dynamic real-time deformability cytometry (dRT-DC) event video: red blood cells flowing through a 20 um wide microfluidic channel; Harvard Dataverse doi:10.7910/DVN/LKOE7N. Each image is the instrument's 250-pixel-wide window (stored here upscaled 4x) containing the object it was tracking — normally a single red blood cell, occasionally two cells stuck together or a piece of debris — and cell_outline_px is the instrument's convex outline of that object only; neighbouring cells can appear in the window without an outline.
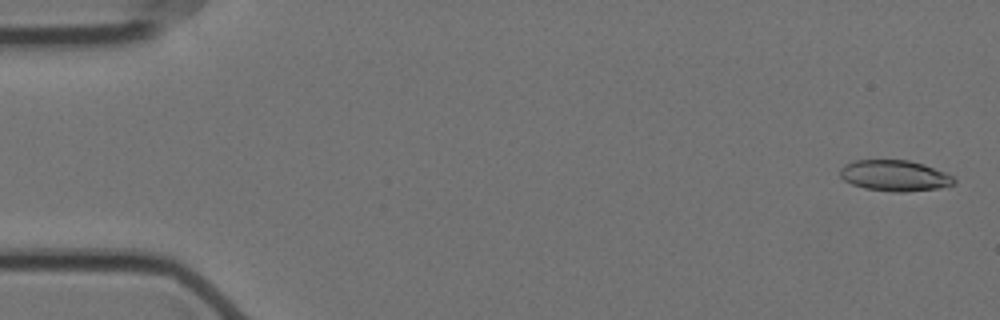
{"species": "Egyptian fruit bat (a non-hibernating species)", "species_latin": "Rousettus aegyptiacus", "temperature_condition": "cold", "stored_images_in_passage": 57, "camera_frame_rate_fps": 3000, "um_per_image_px": 0.085, "animal": {"sex": "female"}, "frame": {"image": 1, "passage_image": 2, "time_ms": 0.333, "image_size_px": [1000, 320], "cell_outline_px": [[956, 180], [952, 184], [936, 188], [904, 192], [892, 192], [864, 188], [852, 184], [844, 180], [840, 176], [840, 168], [844, 164], [856, 160], [908, 160], [924, 164], [944, 172], [952, 176]], "centroid_in_image_um": [76.0, 14.92], "position_along_channel_um": 9.0, "area_um2": 20.4}}
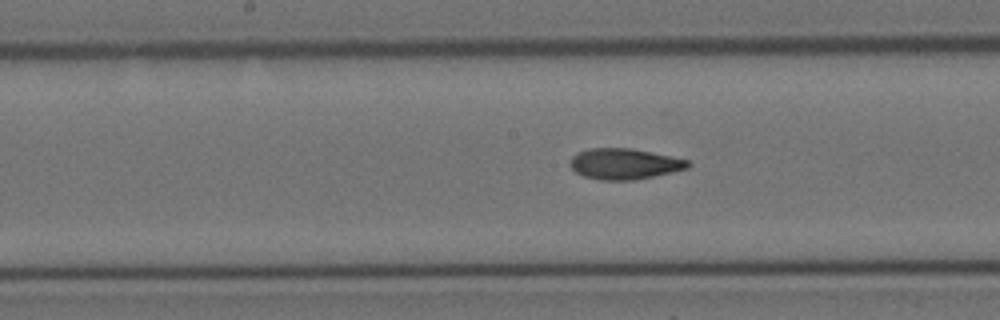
{"frame": {"image": 2, "passage_image": 29, "time_ms": 9.333, "image_size_px": [1000, 320], "cell_outline_px": [[692, 164], [688, 168], [672, 172], [632, 180], [600, 180], [584, 176], [576, 172], [568, 164], [568, 160], [576, 152], [588, 148], [632, 148], [672, 156], [688, 160]], "centroid_in_image_um": [53.04, 13.91], "position_along_channel_um": 195.2, "area_um2": 21.33}}
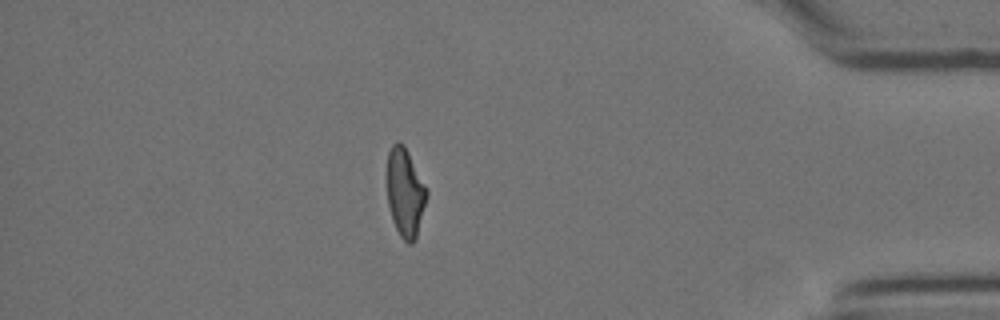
{"frame": {"image": 3, "passage_image": 50, "time_ms": 16.333, "image_size_px": [1000, 320], "cell_outline_px": [[428, 196], [416, 240], [412, 244], [408, 244], [400, 236], [392, 220], [388, 204], [388, 152], [392, 144], [396, 140], [400, 140], [404, 144], [428, 188]], "centroid_in_image_um": [34.47, 16.36], "position_along_channel_um": 400.7, "area_um2": 20.81}, "authors_computed_cell_mechanics": {"area_um2": 20.9814, "velocity_mm_per_s": 3.528, "shape_relaxation_time_tau1_ms": 10.3105, "shape_relaxation_time_tau2_ms": 3.4829, "deformation_change_tau1": 0.2421, "deformation_change_tau2": 0.1039}}